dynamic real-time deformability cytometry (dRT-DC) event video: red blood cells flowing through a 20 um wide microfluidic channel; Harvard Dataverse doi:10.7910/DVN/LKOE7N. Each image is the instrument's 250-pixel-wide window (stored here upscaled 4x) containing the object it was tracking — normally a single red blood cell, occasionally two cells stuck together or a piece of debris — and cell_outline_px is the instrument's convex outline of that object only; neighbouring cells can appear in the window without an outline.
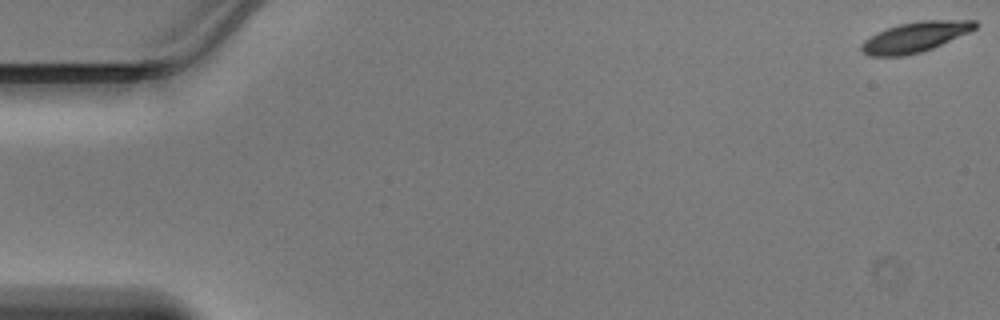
{"species": "Egyptian fruit bat (a non-hibernating species)", "species_latin": "Rousettus aegyptiacus", "temperature_condition": "warm", "stored_images_in_passage": 48, "camera_frame_rate_fps": 3000, "um_per_image_px": 0.085, "animal": {"sex": "male"}, "frame": {"image": 1, "passage_image": 1, "time_ms": 0.0, "image_size_px": [1000, 320], "cell_outline_px": [[980, 24], [976, 28], [968, 32], [932, 48], [920, 52], [904, 56], [868, 56], [860, 48], [860, 44], [864, 40], [888, 28], [900, 24], [924, 20], [976, 20]], "centroid_in_image_um": [77.8, 3.15], "position_along_channel_um": 7.2, "area_um2": 19.71}}
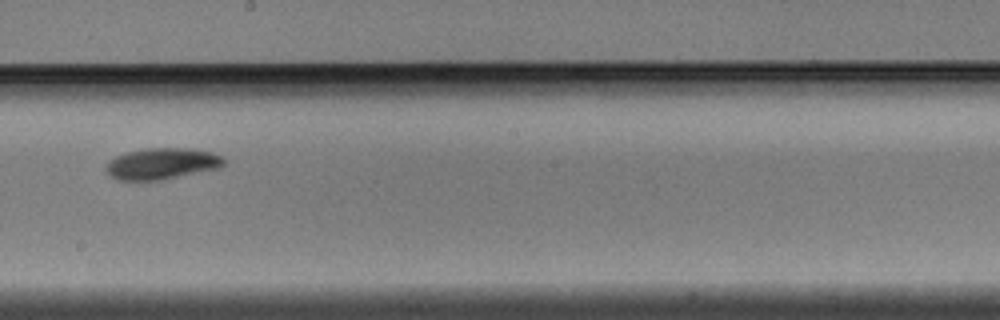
{"frame": {"image": 2, "passage_image": 28, "time_ms": 9.0, "image_size_px": [1000, 320], "cell_outline_px": [[224, 164], [220, 168], [164, 180], [116, 180], [104, 168], [116, 156], [128, 152], [148, 148], [192, 148], [212, 152], [220, 156], [224, 160]], "centroid_in_image_um": [13.8, 13.92], "position_along_channel_um": 234.4, "area_um2": 21.44}}
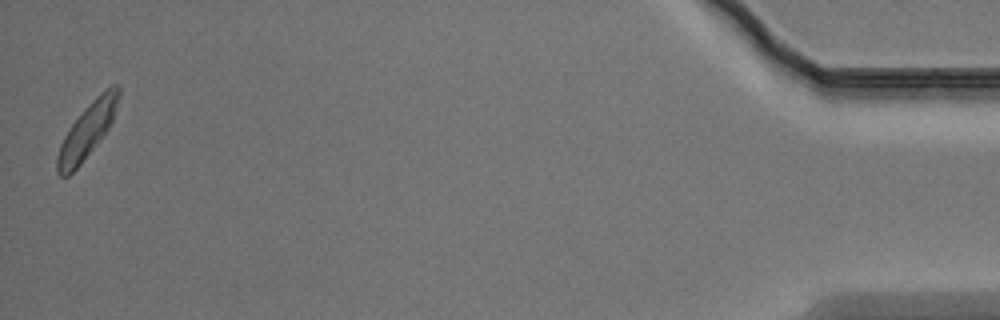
{"frame": {"image": 3, "passage_image": 48, "time_ms": 15.667, "image_size_px": [1000, 320], "cell_outline_px": [[120, 96], [112, 120], [108, 128], [96, 144], [80, 164], [68, 176], [60, 176], [56, 172], [56, 156], [60, 144], [64, 136], [72, 124], [84, 108], [100, 92], [112, 84], [120, 84]], "centroid_in_image_um": [7.4, 11.07], "position_along_channel_um": 427.8, "area_um2": 19.36}}